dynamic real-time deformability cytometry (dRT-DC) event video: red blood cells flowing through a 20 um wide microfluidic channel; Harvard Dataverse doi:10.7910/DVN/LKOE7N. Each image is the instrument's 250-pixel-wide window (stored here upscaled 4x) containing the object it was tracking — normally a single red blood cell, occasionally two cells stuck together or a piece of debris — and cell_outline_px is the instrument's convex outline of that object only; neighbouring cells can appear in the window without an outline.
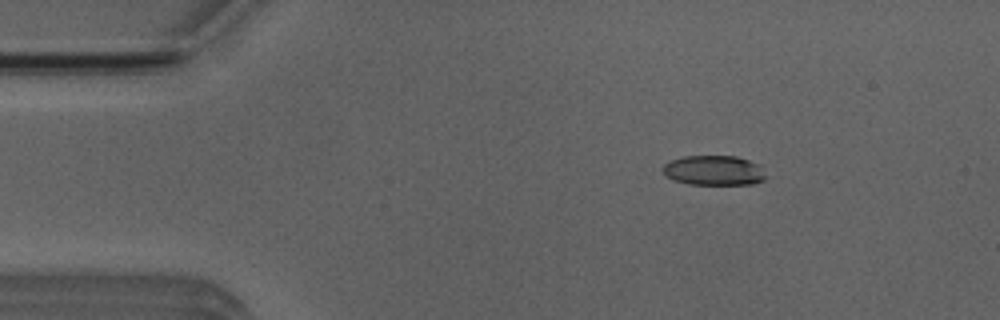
{"species": "Egyptian fruit bat (a non-hibernating species)", "species_latin": "Rousettus aegyptiacus", "temperature_condition": "room temperature", "stored_images_in_passage": 5, "camera_frame_rate_fps": 3000, "um_per_image_px": 0.085, "animal": {"sex": "male"}, "frame": {"image": 1, "passage_image": 3, "time_ms": 2.333, "image_size_px": [1000, 320], "cell_outline_px": [[764, 180], [752, 184], [688, 184], [672, 180], [664, 176], [660, 168], [664, 164], [672, 160], [684, 156], [736, 156], [760, 164], [764, 176]], "centroid_in_image_um": [60.62, 14.49], "position_along_channel_um": 24.4, "area_um2": 18.03}}